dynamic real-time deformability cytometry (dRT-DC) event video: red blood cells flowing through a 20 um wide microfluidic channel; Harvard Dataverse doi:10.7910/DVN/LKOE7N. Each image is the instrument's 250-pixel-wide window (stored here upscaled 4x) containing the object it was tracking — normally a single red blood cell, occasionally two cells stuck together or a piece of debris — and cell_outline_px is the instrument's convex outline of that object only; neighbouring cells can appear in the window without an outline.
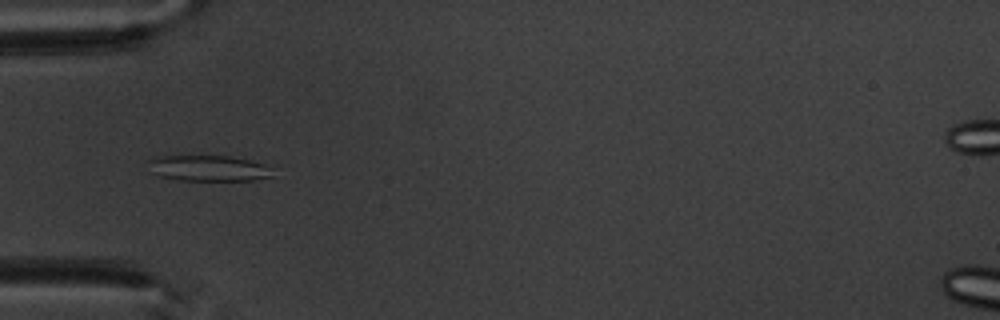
{"species": "common noctule bat (a hibernating species)", "species_latin": "Nyctalus noctula", "temperature_condition": "warm", "stored_images_in_passage": 5, "camera_frame_rate_fps": 3000, "um_per_image_px": 0.085, "animal": {"sex": "male", "body_mass_g": 20.1, "forearm_length_mm": 53.5}, "frame": {"image": 1, "passage_image": 5, "time_ms": 4.667, "image_size_px": [1000, 320], "cell_outline_px": [[272, 176], [252, 180], [176, 180], [160, 176], [152, 172], [144, 160], [152, 156], [200, 152], [228, 156], [248, 160], [264, 164]], "centroid_in_image_um": [17.5, 14.22], "position_along_channel_um": 67.5, "area_um2": 19.71}}